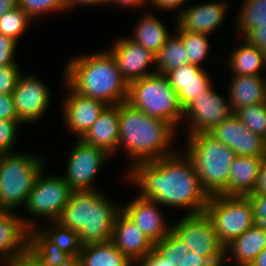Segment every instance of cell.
I'll return each mask as SVG.
<instances>
[{
  "label": "cell",
  "mask_w": 266,
  "mask_h": 266,
  "mask_svg": "<svg viewBox=\"0 0 266 266\" xmlns=\"http://www.w3.org/2000/svg\"><path fill=\"white\" fill-rule=\"evenodd\" d=\"M172 231L185 242L189 251L205 257L212 265H223L225 245L220 241L206 213L185 215L173 224Z\"/></svg>",
  "instance_id": "cell-9"
},
{
  "label": "cell",
  "mask_w": 266,
  "mask_h": 266,
  "mask_svg": "<svg viewBox=\"0 0 266 266\" xmlns=\"http://www.w3.org/2000/svg\"><path fill=\"white\" fill-rule=\"evenodd\" d=\"M34 76L20 75L12 93L15 110L22 123L35 122L49 106L50 94L47 86Z\"/></svg>",
  "instance_id": "cell-14"
},
{
  "label": "cell",
  "mask_w": 266,
  "mask_h": 266,
  "mask_svg": "<svg viewBox=\"0 0 266 266\" xmlns=\"http://www.w3.org/2000/svg\"><path fill=\"white\" fill-rule=\"evenodd\" d=\"M154 249L166 260L175 262L177 265L189 252L185 242L182 241L172 230L166 237L154 243Z\"/></svg>",
  "instance_id": "cell-36"
},
{
  "label": "cell",
  "mask_w": 266,
  "mask_h": 266,
  "mask_svg": "<svg viewBox=\"0 0 266 266\" xmlns=\"http://www.w3.org/2000/svg\"><path fill=\"white\" fill-rule=\"evenodd\" d=\"M19 65L0 66V94L12 95L20 78Z\"/></svg>",
  "instance_id": "cell-38"
},
{
  "label": "cell",
  "mask_w": 266,
  "mask_h": 266,
  "mask_svg": "<svg viewBox=\"0 0 266 266\" xmlns=\"http://www.w3.org/2000/svg\"><path fill=\"white\" fill-rule=\"evenodd\" d=\"M66 4V8L70 9L75 4H88V5H95V4H105V0H64Z\"/></svg>",
  "instance_id": "cell-50"
},
{
  "label": "cell",
  "mask_w": 266,
  "mask_h": 266,
  "mask_svg": "<svg viewBox=\"0 0 266 266\" xmlns=\"http://www.w3.org/2000/svg\"><path fill=\"white\" fill-rule=\"evenodd\" d=\"M165 76L177 92L183 110L211 86V79L204 69L190 63L168 71Z\"/></svg>",
  "instance_id": "cell-19"
},
{
  "label": "cell",
  "mask_w": 266,
  "mask_h": 266,
  "mask_svg": "<svg viewBox=\"0 0 266 266\" xmlns=\"http://www.w3.org/2000/svg\"><path fill=\"white\" fill-rule=\"evenodd\" d=\"M36 227L29 229L28 250L46 266H76V260L51 243Z\"/></svg>",
  "instance_id": "cell-27"
},
{
  "label": "cell",
  "mask_w": 266,
  "mask_h": 266,
  "mask_svg": "<svg viewBox=\"0 0 266 266\" xmlns=\"http://www.w3.org/2000/svg\"><path fill=\"white\" fill-rule=\"evenodd\" d=\"M30 20L32 19L20 7L10 10L0 18V34L18 42L21 34L29 26Z\"/></svg>",
  "instance_id": "cell-35"
},
{
  "label": "cell",
  "mask_w": 266,
  "mask_h": 266,
  "mask_svg": "<svg viewBox=\"0 0 266 266\" xmlns=\"http://www.w3.org/2000/svg\"><path fill=\"white\" fill-rule=\"evenodd\" d=\"M33 227L32 222L23 220L12 211L0 220V259L4 264L28 250L29 229Z\"/></svg>",
  "instance_id": "cell-20"
},
{
  "label": "cell",
  "mask_w": 266,
  "mask_h": 266,
  "mask_svg": "<svg viewBox=\"0 0 266 266\" xmlns=\"http://www.w3.org/2000/svg\"><path fill=\"white\" fill-rule=\"evenodd\" d=\"M17 42L10 37L0 34V66L17 64L14 57Z\"/></svg>",
  "instance_id": "cell-40"
},
{
  "label": "cell",
  "mask_w": 266,
  "mask_h": 266,
  "mask_svg": "<svg viewBox=\"0 0 266 266\" xmlns=\"http://www.w3.org/2000/svg\"><path fill=\"white\" fill-rule=\"evenodd\" d=\"M110 156L104 150L79 139L70 152L64 181L75 190H94L93 180L103 162Z\"/></svg>",
  "instance_id": "cell-11"
},
{
  "label": "cell",
  "mask_w": 266,
  "mask_h": 266,
  "mask_svg": "<svg viewBox=\"0 0 266 266\" xmlns=\"http://www.w3.org/2000/svg\"><path fill=\"white\" fill-rule=\"evenodd\" d=\"M186 155L194 164L203 189L209 196L223 194L236 153L209 132L189 135Z\"/></svg>",
  "instance_id": "cell-5"
},
{
  "label": "cell",
  "mask_w": 266,
  "mask_h": 266,
  "mask_svg": "<svg viewBox=\"0 0 266 266\" xmlns=\"http://www.w3.org/2000/svg\"><path fill=\"white\" fill-rule=\"evenodd\" d=\"M112 241L82 246L76 266H133Z\"/></svg>",
  "instance_id": "cell-26"
},
{
  "label": "cell",
  "mask_w": 266,
  "mask_h": 266,
  "mask_svg": "<svg viewBox=\"0 0 266 266\" xmlns=\"http://www.w3.org/2000/svg\"><path fill=\"white\" fill-rule=\"evenodd\" d=\"M136 26L135 36L130 39L142 45L154 55L157 54L170 36V32L162 22L150 13L144 15Z\"/></svg>",
  "instance_id": "cell-28"
},
{
  "label": "cell",
  "mask_w": 266,
  "mask_h": 266,
  "mask_svg": "<svg viewBox=\"0 0 266 266\" xmlns=\"http://www.w3.org/2000/svg\"><path fill=\"white\" fill-rule=\"evenodd\" d=\"M157 205V202L139 196L122 207V211L153 243L166 237L172 230V226H168L163 220Z\"/></svg>",
  "instance_id": "cell-18"
},
{
  "label": "cell",
  "mask_w": 266,
  "mask_h": 266,
  "mask_svg": "<svg viewBox=\"0 0 266 266\" xmlns=\"http://www.w3.org/2000/svg\"><path fill=\"white\" fill-rule=\"evenodd\" d=\"M101 192L75 190L56 220L61 226L78 233L82 246L112 240L115 219L122 208H116Z\"/></svg>",
  "instance_id": "cell-4"
},
{
  "label": "cell",
  "mask_w": 266,
  "mask_h": 266,
  "mask_svg": "<svg viewBox=\"0 0 266 266\" xmlns=\"http://www.w3.org/2000/svg\"><path fill=\"white\" fill-rule=\"evenodd\" d=\"M6 266H46L40 262L29 250L18 255L11 261L5 263Z\"/></svg>",
  "instance_id": "cell-45"
},
{
  "label": "cell",
  "mask_w": 266,
  "mask_h": 266,
  "mask_svg": "<svg viewBox=\"0 0 266 266\" xmlns=\"http://www.w3.org/2000/svg\"><path fill=\"white\" fill-rule=\"evenodd\" d=\"M242 5L237 27L244 37L255 25H266V0H245Z\"/></svg>",
  "instance_id": "cell-32"
},
{
  "label": "cell",
  "mask_w": 266,
  "mask_h": 266,
  "mask_svg": "<svg viewBox=\"0 0 266 266\" xmlns=\"http://www.w3.org/2000/svg\"><path fill=\"white\" fill-rule=\"evenodd\" d=\"M54 228H39L38 230L51 242L56 244L61 251L71 255L76 261L79 258L82 244L79 241L78 233L61 226L53 221ZM53 229V230H51Z\"/></svg>",
  "instance_id": "cell-31"
},
{
  "label": "cell",
  "mask_w": 266,
  "mask_h": 266,
  "mask_svg": "<svg viewBox=\"0 0 266 266\" xmlns=\"http://www.w3.org/2000/svg\"><path fill=\"white\" fill-rule=\"evenodd\" d=\"M181 157L174 153L134 164L128 178L141 189L139 196L142 198L190 208L189 215L204 213L210 196L203 189L191 159L186 154Z\"/></svg>",
  "instance_id": "cell-1"
},
{
  "label": "cell",
  "mask_w": 266,
  "mask_h": 266,
  "mask_svg": "<svg viewBox=\"0 0 266 266\" xmlns=\"http://www.w3.org/2000/svg\"><path fill=\"white\" fill-rule=\"evenodd\" d=\"M175 129L170 123L147 115L127 101L120 103L119 146L124 145L134 164L173 155L167 150L176 134Z\"/></svg>",
  "instance_id": "cell-3"
},
{
  "label": "cell",
  "mask_w": 266,
  "mask_h": 266,
  "mask_svg": "<svg viewBox=\"0 0 266 266\" xmlns=\"http://www.w3.org/2000/svg\"><path fill=\"white\" fill-rule=\"evenodd\" d=\"M209 133L236 155L266 158L265 139L248 129L234 113Z\"/></svg>",
  "instance_id": "cell-13"
},
{
  "label": "cell",
  "mask_w": 266,
  "mask_h": 266,
  "mask_svg": "<svg viewBox=\"0 0 266 266\" xmlns=\"http://www.w3.org/2000/svg\"><path fill=\"white\" fill-rule=\"evenodd\" d=\"M212 85L197 99L193 100L183 114L190 120L189 135L210 132L217 124L233 114L231 105L212 89ZM190 117V118H189Z\"/></svg>",
  "instance_id": "cell-12"
},
{
  "label": "cell",
  "mask_w": 266,
  "mask_h": 266,
  "mask_svg": "<svg viewBox=\"0 0 266 266\" xmlns=\"http://www.w3.org/2000/svg\"><path fill=\"white\" fill-rule=\"evenodd\" d=\"M65 68V82L75 92L108 106L127 101L129 84L109 51L74 57Z\"/></svg>",
  "instance_id": "cell-2"
},
{
  "label": "cell",
  "mask_w": 266,
  "mask_h": 266,
  "mask_svg": "<svg viewBox=\"0 0 266 266\" xmlns=\"http://www.w3.org/2000/svg\"><path fill=\"white\" fill-rule=\"evenodd\" d=\"M229 90L233 113L242 107L266 101V79L261 75H234Z\"/></svg>",
  "instance_id": "cell-24"
},
{
  "label": "cell",
  "mask_w": 266,
  "mask_h": 266,
  "mask_svg": "<svg viewBox=\"0 0 266 266\" xmlns=\"http://www.w3.org/2000/svg\"><path fill=\"white\" fill-rule=\"evenodd\" d=\"M182 38L175 32L155 55L156 73L166 74L168 71L188 63L187 51ZM157 63V64H156Z\"/></svg>",
  "instance_id": "cell-30"
},
{
  "label": "cell",
  "mask_w": 266,
  "mask_h": 266,
  "mask_svg": "<svg viewBox=\"0 0 266 266\" xmlns=\"http://www.w3.org/2000/svg\"><path fill=\"white\" fill-rule=\"evenodd\" d=\"M9 211L2 205H0V220L8 213Z\"/></svg>",
  "instance_id": "cell-53"
},
{
  "label": "cell",
  "mask_w": 266,
  "mask_h": 266,
  "mask_svg": "<svg viewBox=\"0 0 266 266\" xmlns=\"http://www.w3.org/2000/svg\"><path fill=\"white\" fill-rule=\"evenodd\" d=\"M111 241L133 263L148 255L154 248V243L122 210L115 219Z\"/></svg>",
  "instance_id": "cell-17"
},
{
  "label": "cell",
  "mask_w": 266,
  "mask_h": 266,
  "mask_svg": "<svg viewBox=\"0 0 266 266\" xmlns=\"http://www.w3.org/2000/svg\"><path fill=\"white\" fill-rule=\"evenodd\" d=\"M266 193V158L263 159L259 173L257 176L256 185L251 194Z\"/></svg>",
  "instance_id": "cell-47"
},
{
  "label": "cell",
  "mask_w": 266,
  "mask_h": 266,
  "mask_svg": "<svg viewBox=\"0 0 266 266\" xmlns=\"http://www.w3.org/2000/svg\"><path fill=\"white\" fill-rule=\"evenodd\" d=\"M178 266H222L212 265L205 257L196 252L189 251L180 261Z\"/></svg>",
  "instance_id": "cell-46"
},
{
  "label": "cell",
  "mask_w": 266,
  "mask_h": 266,
  "mask_svg": "<svg viewBox=\"0 0 266 266\" xmlns=\"http://www.w3.org/2000/svg\"><path fill=\"white\" fill-rule=\"evenodd\" d=\"M19 0H0V18L8 11L17 9Z\"/></svg>",
  "instance_id": "cell-49"
},
{
  "label": "cell",
  "mask_w": 266,
  "mask_h": 266,
  "mask_svg": "<svg viewBox=\"0 0 266 266\" xmlns=\"http://www.w3.org/2000/svg\"><path fill=\"white\" fill-rule=\"evenodd\" d=\"M0 119L20 121L12 95L0 94Z\"/></svg>",
  "instance_id": "cell-43"
},
{
  "label": "cell",
  "mask_w": 266,
  "mask_h": 266,
  "mask_svg": "<svg viewBox=\"0 0 266 266\" xmlns=\"http://www.w3.org/2000/svg\"><path fill=\"white\" fill-rule=\"evenodd\" d=\"M226 7L225 3L216 2L182 9L177 16L176 26L192 33L209 34L224 21Z\"/></svg>",
  "instance_id": "cell-21"
},
{
  "label": "cell",
  "mask_w": 266,
  "mask_h": 266,
  "mask_svg": "<svg viewBox=\"0 0 266 266\" xmlns=\"http://www.w3.org/2000/svg\"><path fill=\"white\" fill-rule=\"evenodd\" d=\"M72 189L61 176L45 177L42 171L35 180L25 209L33 216L49 217L56 221L70 200Z\"/></svg>",
  "instance_id": "cell-10"
},
{
  "label": "cell",
  "mask_w": 266,
  "mask_h": 266,
  "mask_svg": "<svg viewBox=\"0 0 266 266\" xmlns=\"http://www.w3.org/2000/svg\"><path fill=\"white\" fill-rule=\"evenodd\" d=\"M266 247V228L254 224L242 235L225 246L226 255L230 253L239 266H250Z\"/></svg>",
  "instance_id": "cell-25"
},
{
  "label": "cell",
  "mask_w": 266,
  "mask_h": 266,
  "mask_svg": "<svg viewBox=\"0 0 266 266\" xmlns=\"http://www.w3.org/2000/svg\"><path fill=\"white\" fill-rule=\"evenodd\" d=\"M146 0H105V3L106 4H109V3H117L119 5H122V6H130V7H138V6H142V4L145 3ZM148 1V0H147Z\"/></svg>",
  "instance_id": "cell-51"
},
{
  "label": "cell",
  "mask_w": 266,
  "mask_h": 266,
  "mask_svg": "<svg viewBox=\"0 0 266 266\" xmlns=\"http://www.w3.org/2000/svg\"><path fill=\"white\" fill-rule=\"evenodd\" d=\"M21 121L0 119V153H11L16 138V131Z\"/></svg>",
  "instance_id": "cell-39"
},
{
  "label": "cell",
  "mask_w": 266,
  "mask_h": 266,
  "mask_svg": "<svg viewBox=\"0 0 266 266\" xmlns=\"http://www.w3.org/2000/svg\"><path fill=\"white\" fill-rule=\"evenodd\" d=\"M234 114L253 133L266 137V101L242 107Z\"/></svg>",
  "instance_id": "cell-34"
},
{
  "label": "cell",
  "mask_w": 266,
  "mask_h": 266,
  "mask_svg": "<svg viewBox=\"0 0 266 266\" xmlns=\"http://www.w3.org/2000/svg\"><path fill=\"white\" fill-rule=\"evenodd\" d=\"M243 39H246L266 55V25H255Z\"/></svg>",
  "instance_id": "cell-42"
},
{
  "label": "cell",
  "mask_w": 266,
  "mask_h": 266,
  "mask_svg": "<svg viewBox=\"0 0 266 266\" xmlns=\"http://www.w3.org/2000/svg\"><path fill=\"white\" fill-rule=\"evenodd\" d=\"M250 266H266V247L261 251Z\"/></svg>",
  "instance_id": "cell-52"
},
{
  "label": "cell",
  "mask_w": 266,
  "mask_h": 266,
  "mask_svg": "<svg viewBox=\"0 0 266 266\" xmlns=\"http://www.w3.org/2000/svg\"><path fill=\"white\" fill-rule=\"evenodd\" d=\"M40 158L20 153H0V205L8 211L26 205L44 166ZM24 203V204H23Z\"/></svg>",
  "instance_id": "cell-7"
},
{
  "label": "cell",
  "mask_w": 266,
  "mask_h": 266,
  "mask_svg": "<svg viewBox=\"0 0 266 266\" xmlns=\"http://www.w3.org/2000/svg\"><path fill=\"white\" fill-rule=\"evenodd\" d=\"M175 29L185 45L188 63L201 66L200 63L207 57L210 47L207 39L208 34L184 31L178 26Z\"/></svg>",
  "instance_id": "cell-33"
},
{
  "label": "cell",
  "mask_w": 266,
  "mask_h": 266,
  "mask_svg": "<svg viewBox=\"0 0 266 266\" xmlns=\"http://www.w3.org/2000/svg\"><path fill=\"white\" fill-rule=\"evenodd\" d=\"M254 208L255 224L266 228V193L248 195Z\"/></svg>",
  "instance_id": "cell-41"
},
{
  "label": "cell",
  "mask_w": 266,
  "mask_h": 266,
  "mask_svg": "<svg viewBox=\"0 0 266 266\" xmlns=\"http://www.w3.org/2000/svg\"><path fill=\"white\" fill-rule=\"evenodd\" d=\"M127 102L147 115L164 120L177 127L183 119L177 92L169 84L168 78L154 73L133 81L128 86Z\"/></svg>",
  "instance_id": "cell-6"
},
{
  "label": "cell",
  "mask_w": 266,
  "mask_h": 266,
  "mask_svg": "<svg viewBox=\"0 0 266 266\" xmlns=\"http://www.w3.org/2000/svg\"><path fill=\"white\" fill-rule=\"evenodd\" d=\"M263 159L262 157L237 155L231 166L228 189L223 195H250L256 185Z\"/></svg>",
  "instance_id": "cell-23"
},
{
  "label": "cell",
  "mask_w": 266,
  "mask_h": 266,
  "mask_svg": "<svg viewBox=\"0 0 266 266\" xmlns=\"http://www.w3.org/2000/svg\"><path fill=\"white\" fill-rule=\"evenodd\" d=\"M120 104L107 106L81 139L109 155L119 148Z\"/></svg>",
  "instance_id": "cell-22"
},
{
  "label": "cell",
  "mask_w": 266,
  "mask_h": 266,
  "mask_svg": "<svg viewBox=\"0 0 266 266\" xmlns=\"http://www.w3.org/2000/svg\"><path fill=\"white\" fill-rule=\"evenodd\" d=\"M19 7L31 18L52 11L66 10L64 0H19Z\"/></svg>",
  "instance_id": "cell-37"
},
{
  "label": "cell",
  "mask_w": 266,
  "mask_h": 266,
  "mask_svg": "<svg viewBox=\"0 0 266 266\" xmlns=\"http://www.w3.org/2000/svg\"><path fill=\"white\" fill-rule=\"evenodd\" d=\"M150 5L159 9H175L182 5L186 0H149Z\"/></svg>",
  "instance_id": "cell-48"
},
{
  "label": "cell",
  "mask_w": 266,
  "mask_h": 266,
  "mask_svg": "<svg viewBox=\"0 0 266 266\" xmlns=\"http://www.w3.org/2000/svg\"><path fill=\"white\" fill-rule=\"evenodd\" d=\"M135 264H138L136 266H178L175 262L166 260L154 248L148 255L138 260Z\"/></svg>",
  "instance_id": "cell-44"
},
{
  "label": "cell",
  "mask_w": 266,
  "mask_h": 266,
  "mask_svg": "<svg viewBox=\"0 0 266 266\" xmlns=\"http://www.w3.org/2000/svg\"><path fill=\"white\" fill-rule=\"evenodd\" d=\"M69 87V97H67L64 106V119L67 127L82 139L89 131L92 124L97 120L100 114L108 106L104 102L83 96Z\"/></svg>",
  "instance_id": "cell-16"
},
{
  "label": "cell",
  "mask_w": 266,
  "mask_h": 266,
  "mask_svg": "<svg viewBox=\"0 0 266 266\" xmlns=\"http://www.w3.org/2000/svg\"><path fill=\"white\" fill-rule=\"evenodd\" d=\"M236 48L229 59L234 75H260V69L266 66V55L246 39Z\"/></svg>",
  "instance_id": "cell-29"
},
{
  "label": "cell",
  "mask_w": 266,
  "mask_h": 266,
  "mask_svg": "<svg viewBox=\"0 0 266 266\" xmlns=\"http://www.w3.org/2000/svg\"><path fill=\"white\" fill-rule=\"evenodd\" d=\"M111 50H108L114 57L118 69L128 84L148 75V66L155 62V55L145 49L142 45L129 38H121L114 43Z\"/></svg>",
  "instance_id": "cell-15"
},
{
  "label": "cell",
  "mask_w": 266,
  "mask_h": 266,
  "mask_svg": "<svg viewBox=\"0 0 266 266\" xmlns=\"http://www.w3.org/2000/svg\"><path fill=\"white\" fill-rule=\"evenodd\" d=\"M205 213L225 246L255 224L254 208L249 196L212 195Z\"/></svg>",
  "instance_id": "cell-8"
}]
</instances>
